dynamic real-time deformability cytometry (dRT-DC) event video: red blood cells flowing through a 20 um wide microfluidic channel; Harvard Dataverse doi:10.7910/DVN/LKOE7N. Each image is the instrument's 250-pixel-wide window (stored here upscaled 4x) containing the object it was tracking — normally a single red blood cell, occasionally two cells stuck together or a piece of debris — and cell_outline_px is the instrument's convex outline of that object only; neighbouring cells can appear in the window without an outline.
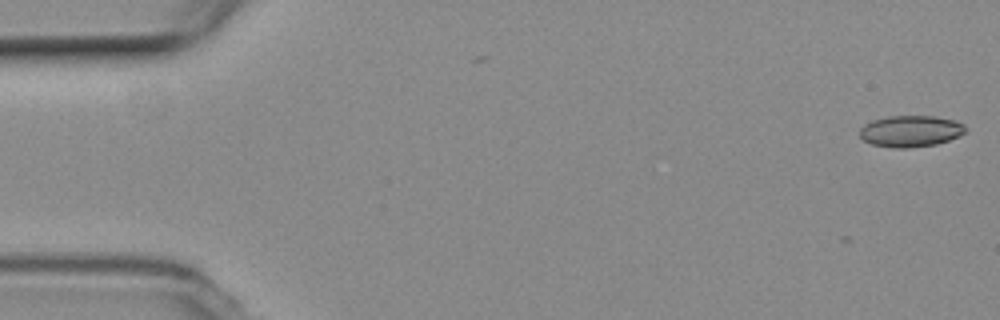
{"species": "common noctule bat (a hibernating species)", "species_latin": "Nyctalus noctula", "temperature_condition": "room temperature", "stored_images_in_passage": 5, "camera_frame_rate_fps": 3000, "um_per_image_px": 0.085, "animal": {"sex": "female", "body_mass_g": 19.3, "forearm_length_mm": 54.1}, "frame": {"image": 1, "passage_image": 1, "time_ms": 0.0, "image_size_px": [1000, 320], "cell_outline_px": [[968, 128], [960, 136], [936, 144], [908, 148], [896, 148], [872, 144], [864, 140], [860, 136], [860, 128], [864, 124], [872, 120], [888, 116], [932, 116], [956, 120], [964, 124]], "centroid_in_image_um": [77.42, 11.14], "position_along_channel_um": 7.6, "area_um2": 19.42}}